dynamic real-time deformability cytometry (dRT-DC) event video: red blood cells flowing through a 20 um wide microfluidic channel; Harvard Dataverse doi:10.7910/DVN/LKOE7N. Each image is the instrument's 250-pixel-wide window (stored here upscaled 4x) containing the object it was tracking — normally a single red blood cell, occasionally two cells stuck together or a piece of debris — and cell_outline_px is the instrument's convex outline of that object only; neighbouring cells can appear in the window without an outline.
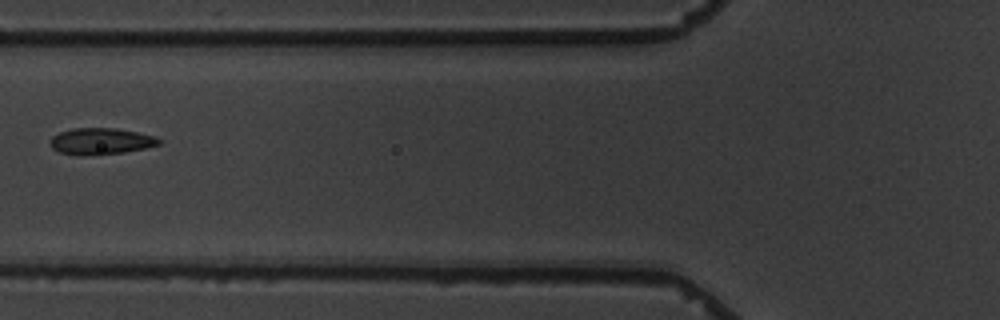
{"species": "common noctule bat (a hibernating species)", "species_latin": "Nyctalus noctula", "temperature_condition": "warm", "stored_images_in_passage": 4, "camera_frame_rate_fps": 3000, "um_per_image_px": 0.085, "animal": {"sex": "male", "body_mass_g": 19.5, "forearm_length_mm": 54.6}, "frame": {"image": 1, "passage_image": 4, "time_ms": 3.333, "image_size_px": [1000, 320], "cell_outline_px": [[164, 140], [160, 144], [144, 148], [124, 152], [80, 156], [76, 156], [60, 152], [52, 148], [48, 144], [48, 140], [52, 136], [60, 132], [72, 128], [116, 128], [156, 136]], "centroid_in_image_um": [8.54, 12.0], "position_along_channel_um": 117.3, "area_um2": 16.99}}